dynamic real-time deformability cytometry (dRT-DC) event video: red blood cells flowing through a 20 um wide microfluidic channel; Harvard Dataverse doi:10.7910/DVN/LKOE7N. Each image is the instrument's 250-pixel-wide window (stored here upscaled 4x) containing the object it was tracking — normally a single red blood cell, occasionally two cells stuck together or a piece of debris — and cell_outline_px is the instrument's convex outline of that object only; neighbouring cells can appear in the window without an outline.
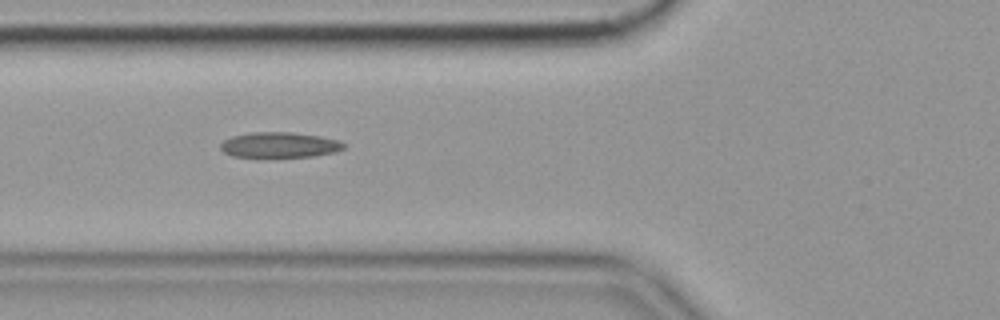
{"species": "common noctule bat (a hibernating species)", "species_latin": "Nyctalus noctula", "temperature_condition": "cold", "stored_images_in_passage": 41, "camera_frame_rate_fps": 3000, "um_per_image_px": 0.085, "animal": {"sex": "female", "body_mass_g": 19.9}, "frame": {"image": 1, "passage_image": 7, "time_ms": 2.0, "image_size_px": [1000, 320], "cell_outline_px": [[344, 148], [336, 152], [312, 156], [232, 156], [224, 152], [220, 148], [220, 144], [224, 140], [232, 136], [252, 132], [292, 132], [320, 136], [336, 140], [344, 144]], "centroid_in_image_um": [23.74, 12.3], "position_along_channel_um": 102.1, "area_um2": 17.92}}